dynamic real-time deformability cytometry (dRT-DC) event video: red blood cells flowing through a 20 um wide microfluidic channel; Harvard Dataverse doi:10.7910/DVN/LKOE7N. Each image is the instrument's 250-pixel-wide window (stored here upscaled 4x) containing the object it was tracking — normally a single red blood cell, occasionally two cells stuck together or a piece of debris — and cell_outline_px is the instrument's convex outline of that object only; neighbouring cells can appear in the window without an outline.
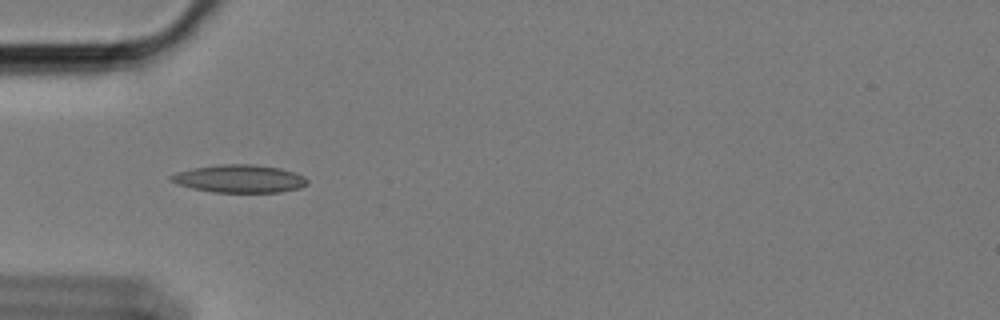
{"species": "Egyptian fruit bat (a non-hibernating species)", "species_latin": "Rousettus aegyptiacus", "temperature_condition": "cold", "stored_images_in_passage": 49, "camera_frame_rate_fps": 3000, "um_per_image_px": 0.085, "animal": {"sex": "female"}, "frame": {"image": 1, "passage_image": 9, "time_ms": 2.667, "image_size_px": [1000, 320], "cell_outline_px": [[308, 184], [300, 188], [280, 192], [212, 192], [192, 188], [180, 184], [172, 180], [168, 176], [176, 172], [196, 168], [220, 164], [252, 164], [280, 168], [304, 176], [308, 180]], "centroid_in_image_um": [20.39, 15.19], "position_along_channel_um": 64.6, "area_um2": 21.91}}
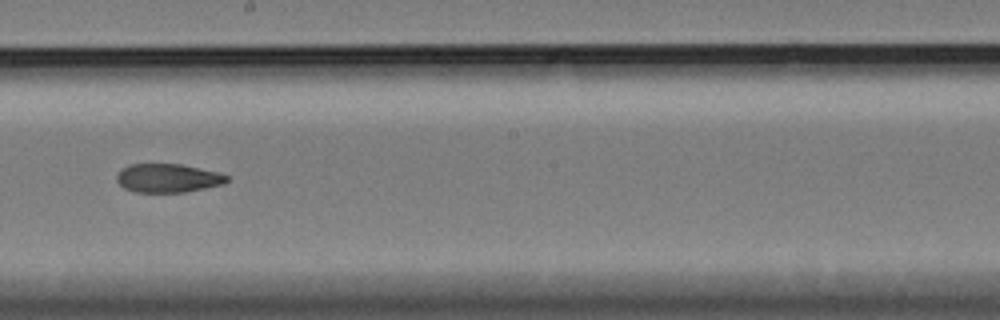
{"frame": {"image": 2, "passage_image": 24, "time_ms": 7.667, "image_size_px": [1000, 320], "cell_outline_px": [[228, 180], [224, 184], [184, 192], [136, 192], [124, 188], [116, 180], [116, 176], [120, 168], [128, 164], [180, 164], [220, 172], [228, 176]], "centroid_in_image_um": [14.25, 15.13], "position_along_channel_um": 233.9, "area_um2": 18.5}}
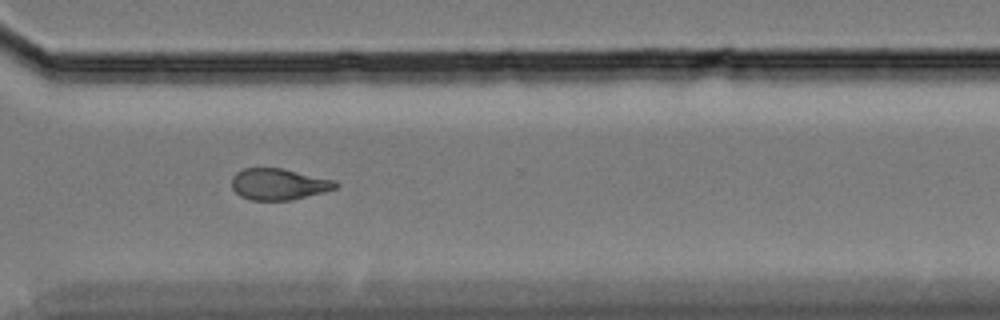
{"frame": {"image": 3, "passage_image": 34, "time_ms": 11.0, "image_size_px": [1000, 320], "cell_outline_px": [[340, 184], [336, 188], [324, 192], [292, 200], [252, 200], [240, 196], [232, 188], [232, 176], [236, 172], [244, 168], [280, 168], [336, 180]], "centroid_in_image_um": [23.7, 15.65], "position_along_channel_um": 346.9, "area_um2": 19.02}, "authors_computed_cell_mechanics": {"area_um2": 19.8254, "velocity_mm_per_s": 3.3917, "shape_relaxation_time_tau1_ms": 5.1112, "shape_relaxation_time_tau2_ms": 5.7783, "deformation_change_tau1": 0.1527, "deformation_change_tau2": 0.1304}}